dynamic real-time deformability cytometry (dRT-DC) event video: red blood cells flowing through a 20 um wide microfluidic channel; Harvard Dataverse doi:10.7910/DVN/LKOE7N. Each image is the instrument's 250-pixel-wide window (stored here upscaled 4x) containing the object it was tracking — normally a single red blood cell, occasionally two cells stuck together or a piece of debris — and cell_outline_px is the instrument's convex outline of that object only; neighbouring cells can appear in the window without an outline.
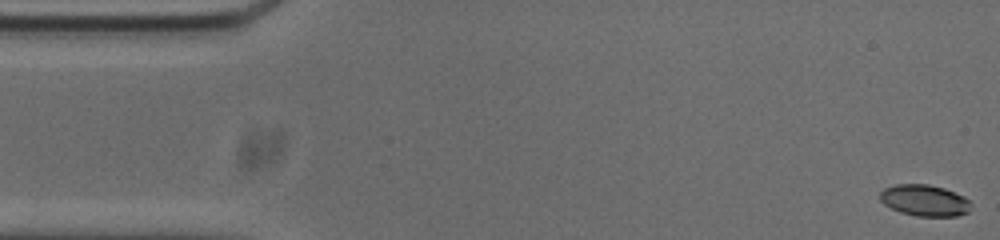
{"species": "common noctule bat (a hibernating species)", "species_latin": "Nyctalus noctula", "temperature_condition": "cold", "stored_images_in_passage": 53, "camera_frame_rate_fps": 3000, "um_per_image_px": 0.085, "animal": {"sex": "male", "body_mass_g": 20.0, "forearm_length_mm": 53.3}, "frame": {"image": 1, "passage_image": 1, "time_ms": 0.0, "image_size_px": [1000, 240], "cell_outline_px": [[972, 204], [968, 212], [956, 216], [916, 216], [900, 212], [884, 204], [880, 200], [880, 192], [884, 188], [896, 184], [928, 184], [944, 188], [964, 196]], "centroid_in_image_um": [78.59, 17.03], "position_along_channel_um": 6.4, "area_um2": 16.65}}
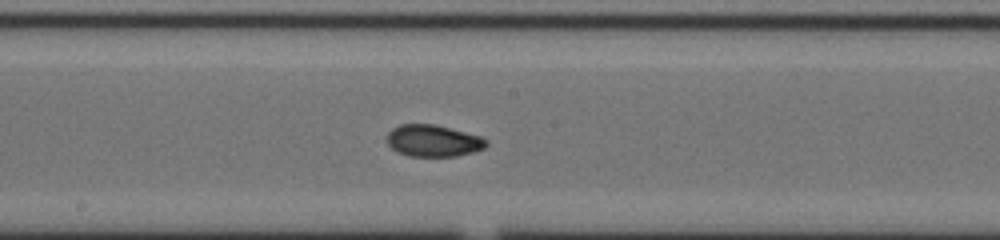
{"frame": {"image": 2, "passage_image": 27, "time_ms": 8.667, "image_size_px": [1000, 240], "cell_outline_px": [[488, 144], [484, 148], [472, 152], [456, 156], [408, 156], [396, 152], [388, 144], [384, 136], [392, 128], [400, 124], [436, 124], [480, 136], [488, 140]], "centroid_in_image_um": [36.78, 11.96], "position_along_channel_um": 211.4, "area_um2": 18.61}}
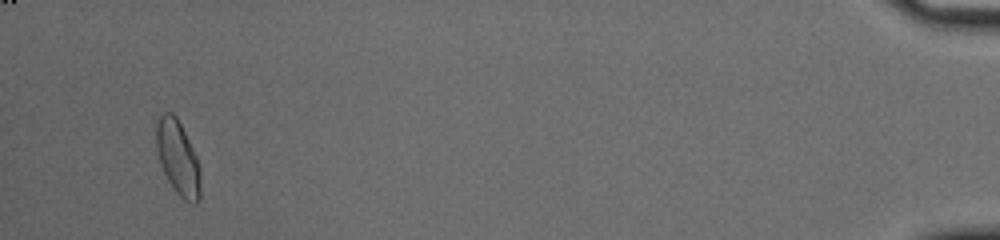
{"frame": {"image": 3, "passage_image": 51, "time_ms": 16.667, "image_size_px": [1000, 240], "cell_outline_px": [[200, 200], [196, 204], [192, 204], [184, 200], [176, 192], [168, 180], [160, 164], [156, 152], [156, 124], [160, 116], [164, 112], [172, 112], [176, 116], [196, 156], [200, 168]], "centroid_in_image_um": [15.11, 13.44], "position_along_channel_um": 420.1, "area_um2": 19.13}, "authors_computed_cell_mechanics": {"area_um2": 18.0336, "velocity_mm_per_s": 3.7504, "shape_relaxation_time_tau1_ms": 5.091, "shape_relaxation_time_tau2_ms": 1.5925, "deformation_change_tau1": 0.1693, "deformation_change_tau2": 0.051}}